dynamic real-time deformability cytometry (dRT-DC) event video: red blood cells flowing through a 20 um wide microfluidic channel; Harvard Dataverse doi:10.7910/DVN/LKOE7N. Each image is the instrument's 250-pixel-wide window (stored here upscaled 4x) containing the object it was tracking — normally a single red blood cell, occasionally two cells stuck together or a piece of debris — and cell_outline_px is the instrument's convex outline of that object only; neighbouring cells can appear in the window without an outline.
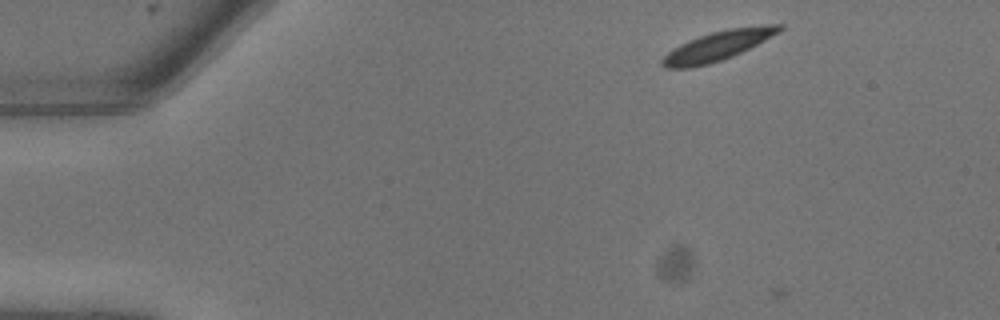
{"species": "common noctule bat (a hibernating species)", "species_latin": "Nyctalus noctula", "temperature_condition": "warm", "stored_images_in_passage": 14, "camera_frame_rate_fps": 3000, "um_per_image_px": 0.085, "animal": {"sex": "male", "body_mass_g": 13.3}, "frame": {"image": 1, "passage_image": 1, "time_ms": 0.0, "image_size_px": [1000, 320], "cell_outline_px": [[784, 28], [780, 32], [732, 56], [708, 64], [692, 68], [664, 68], [660, 64], [660, 60], [672, 48], [688, 40], [712, 32], [728, 28], [768, 24], [784, 24]], "centroid_in_image_um": [60.99, 3.89], "position_along_channel_um": 24.0, "area_um2": 20.06}}
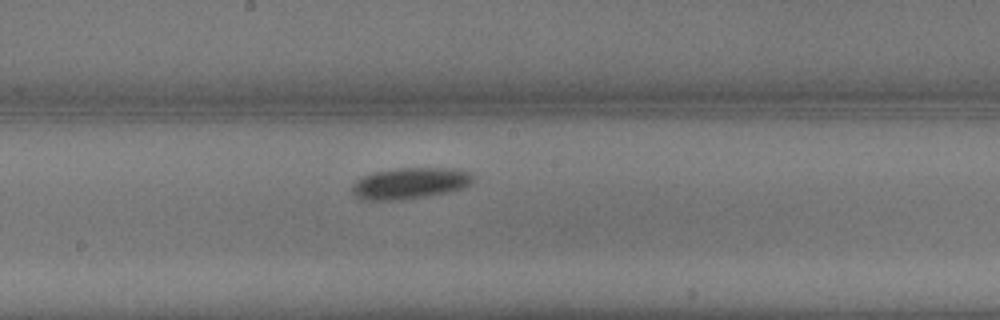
{"frame": {"image": 2, "passage_image": 11, "time_ms": 3.333, "image_size_px": [1000, 320], "cell_outline_px": [[472, 184], [464, 188], [448, 192], [428, 196], [396, 200], [360, 200], [352, 192], [352, 184], [360, 176], [372, 172], [396, 168], [460, 168], [472, 172]], "centroid_in_image_um": [34.85, 15.57], "position_along_channel_um": 213.3, "area_um2": 22.48}}
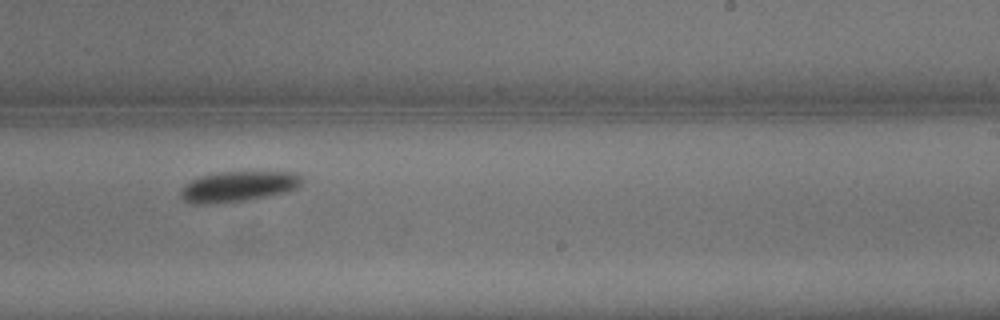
{"frame": {"image": 3, "passage_image": 13, "time_ms": 4.0, "image_size_px": [1000, 320], "cell_outline_px": [[300, 184], [296, 188], [284, 192], [268, 196], [244, 200], [208, 204], [192, 204], [184, 200], [180, 196], [180, 192], [184, 184], [200, 176], [212, 172], [300, 172]], "centroid_in_image_um": [20.19, 15.84], "position_along_channel_um": 268.8, "area_um2": 21.44}}